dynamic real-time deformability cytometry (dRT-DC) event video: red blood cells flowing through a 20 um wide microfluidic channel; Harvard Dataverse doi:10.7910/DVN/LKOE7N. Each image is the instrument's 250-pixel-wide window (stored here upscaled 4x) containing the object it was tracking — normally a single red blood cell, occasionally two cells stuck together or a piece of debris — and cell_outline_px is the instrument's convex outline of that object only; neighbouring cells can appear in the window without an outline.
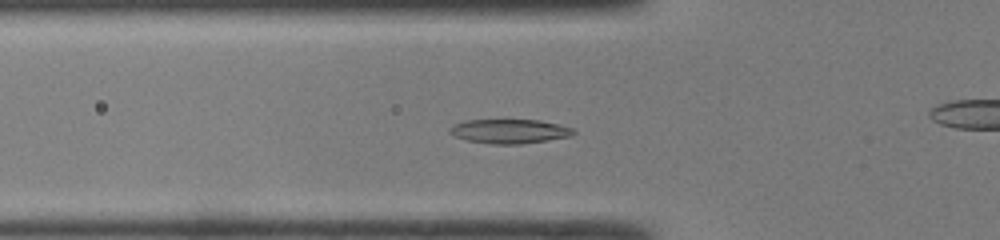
{"species": "common noctule bat (a hibernating species)", "species_latin": "Nyctalus noctula", "temperature_condition": "room temperature", "stored_images_in_passage": 48, "camera_frame_rate_fps": 3000, "um_per_image_px": 0.085, "animal": {"sex": "male", "body_mass_g": 19.0, "forearm_length_mm": 50.8}, "frame": {"image": 1, "passage_image": 16, "time_ms": 5.0, "image_size_px": [1000, 240], "cell_outline_px": [[576, 132], [572, 136], [548, 140], [520, 144], [492, 144], [468, 140], [452, 136], [448, 132], [448, 128], [452, 124], [464, 120], [540, 120], [572, 128]], "centroid_in_image_um": [43.25, 11.16], "position_along_channel_um": 82.6, "area_um2": 17.57}}
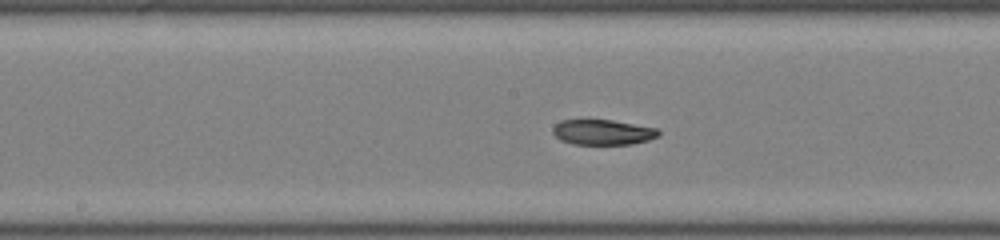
{"frame": {"image": 2, "passage_image": 24, "time_ms": 7.667, "image_size_px": [1000, 240], "cell_outline_px": [[660, 136], [648, 140], [632, 144], [572, 144], [560, 140], [552, 132], [552, 128], [560, 120], [612, 120], [656, 128], [660, 132]], "centroid_in_image_um": [51.23, 11.24], "position_along_channel_um": 197.0, "area_um2": 15.55}}
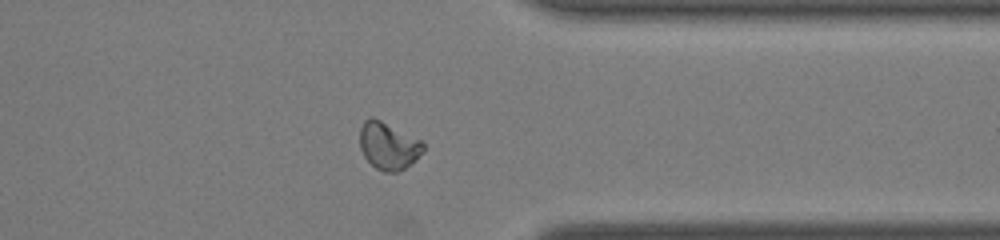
{"frame": {"image": 3, "passage_image": 37, "time_ms": 12.0, "image_size_px": [1000, 240], "cell_outline_px": [[424, 152], [404, 168], [396, 172], [384, 172], [376, 168], [364, 156], [360, 148], [360, 128], [364, 120], [372, 116], [420, 140], [424, 144]], "centroid_in_image_um": [32.99, 12.39], "position_along_channel_um": 378.4, "area_um2": 17.22}, "authors_computed_cell_mechanics": {"area_um2": 17.051, "velocity_mm_per_s": 4.2924, "shape_relaxation_time_tau1_ms": null, "shape_relaxation_time_tau2_ms": 2.7589, "deformation_change_tau1": null, "deformation_change_tau2": 0.052}}